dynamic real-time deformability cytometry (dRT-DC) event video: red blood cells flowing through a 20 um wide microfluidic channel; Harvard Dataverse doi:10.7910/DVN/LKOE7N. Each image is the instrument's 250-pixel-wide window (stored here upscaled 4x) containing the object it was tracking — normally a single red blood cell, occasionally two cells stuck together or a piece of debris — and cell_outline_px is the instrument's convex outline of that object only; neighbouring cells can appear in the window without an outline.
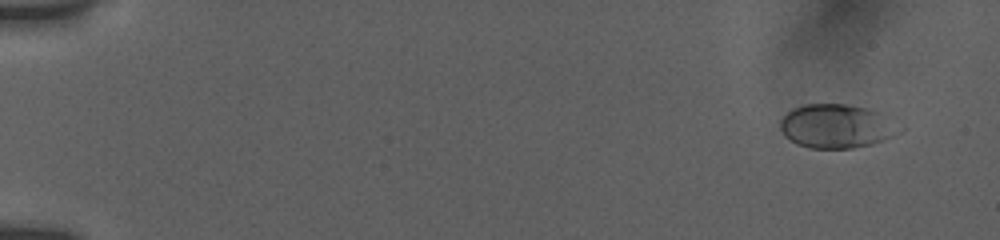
{"species": "human", "species_latin": "Homo sapiens", "temperature_condition": "room temperature", "stored_images_in_passage": 56, "camera_frame_rate_fps": 3000, "um_per_image_px": 0.085, "donor": {"sex": "female"}, "frame": {"image": 1, "passage_image": 5, "time_ms": 1.333, "image_size_px": [1000, 240], "cell_outline_px": [[896, 132], [892, 136], [872, 144], [852, 148], [808, 148], [784, 136], [780, 128], [780, 120], [792, 108], [804, 104], [844, 104], [868, 108], [876, 112]], "centroid_in_image_um": [70.92, 10.73], "position_along_channel_um": 14.1, "area_um2": 29.19}}
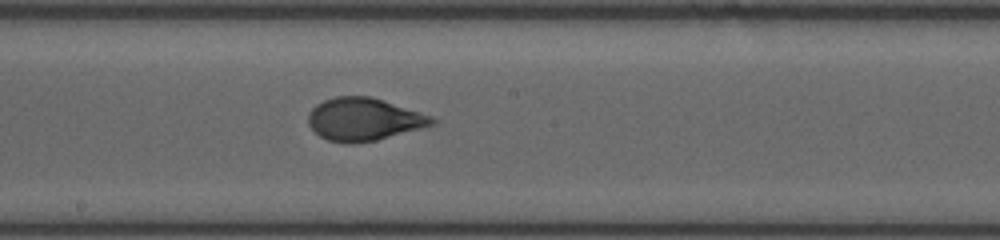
{"frame": {"image": 2, "passage_image": 33, "time_ms": 10.667, "image_size_px": [1000, 240], "cell_outline_px": [[436, 124], [376, 140], [348, 144], [328, 140], [320, 136], [308, 124], [308, 112], [316, 104], [324, 100], [336, 96], [372, 96], [432, 116], [436, 120]], "centroid_in_image_um": [30.91, 10.13], "position_along_channel_um": 217.3, "area_um2": 30.75}}
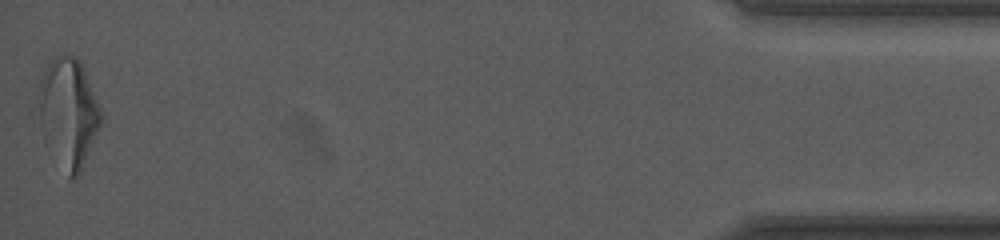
{"frame": {"image": 3, "passage_image": 56, "time_ms": 18.333, "image_size_px": [1000, 240], "cell_outline_px": [[104, 120], [80, 172], [76, 176], [68, 176], [44, 144], [40, 124], [40, 80], [44, 68], [56, 56], [76, 56], [80, 60], [104, 116]], "centroid_in_image_um": [5.83, 9.6], "position_along_channel_um": 429.4, "area_um2": 39.59}, "authors_computed_cell_mechanics": {"area_um2": 30.4028, "velocity_mm_per_s": 3.8305, "shape_relaxation_time_tau1_ms": 4.7059, "shape_relaxation_time_tau2_ms": null, "deformation_change_tau1": 0.1748, "deformation_change_tau2": null}}